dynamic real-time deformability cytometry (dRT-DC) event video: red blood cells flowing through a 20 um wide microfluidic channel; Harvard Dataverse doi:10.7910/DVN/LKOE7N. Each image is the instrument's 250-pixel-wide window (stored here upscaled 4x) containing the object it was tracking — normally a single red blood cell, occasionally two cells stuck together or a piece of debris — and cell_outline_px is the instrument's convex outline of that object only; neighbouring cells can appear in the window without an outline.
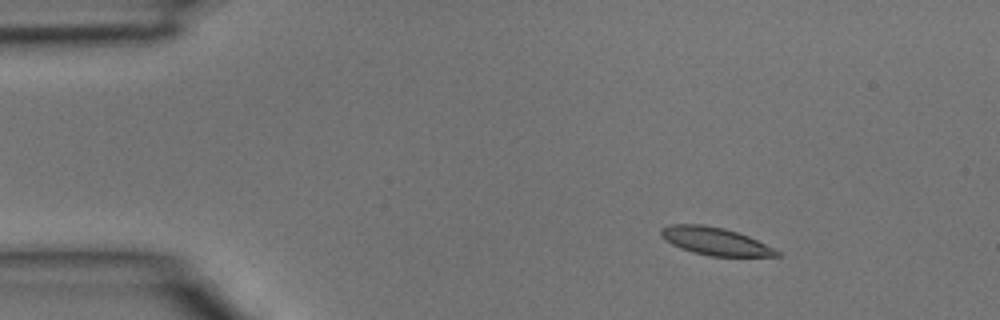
{"species": "common noctule bat (a hibernating species)", "species_latin": "Nyctalus noctula", "temperature_condition": "room temperature", "stored_images_in_passage": 3, "camera_frame_rate_fps": 3000, "um_per_image_px": 0.085, "animal": {"sex": "male", "body_mass_g": 15.6}, "frame": {"image": 1, "passage_image": 1, "time_ms": 0.0, "image_size_px": [1000, 320], "cell_outline_px": [[780, 256], [712, 256], [692, 252], [680, 248], [664, 240], [660, 236], [660, 228], [668, 224], [704, 224], [724, 228], [748, 236], [780, 252]], "centroid_in_image_um": [60.7, 20.49], "position_along_channel_um": 24.3, "area_um2": 18.61}}
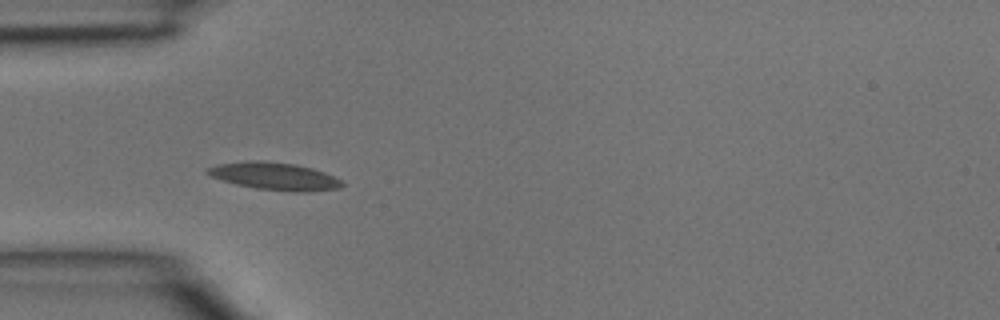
{"frame": {"image": 2, "passage_image": 3, "time_ms": 0.667, "image_size_px": [1000, 320], "cell_outline_px": [[344, 184], [340, 188], [308, 192], [296, 192], [256, 188], [236, 184], [208, 176], [204, 172], [208, 168], [216, 164], [248, 160], [264, 160], [296, 164], [312, 168], [324, 172], [344, 180]], "centroid_in_image_um": [23.34, 14.97], "position_along_channel_um": 61.7, "area_um2": 21.91}}